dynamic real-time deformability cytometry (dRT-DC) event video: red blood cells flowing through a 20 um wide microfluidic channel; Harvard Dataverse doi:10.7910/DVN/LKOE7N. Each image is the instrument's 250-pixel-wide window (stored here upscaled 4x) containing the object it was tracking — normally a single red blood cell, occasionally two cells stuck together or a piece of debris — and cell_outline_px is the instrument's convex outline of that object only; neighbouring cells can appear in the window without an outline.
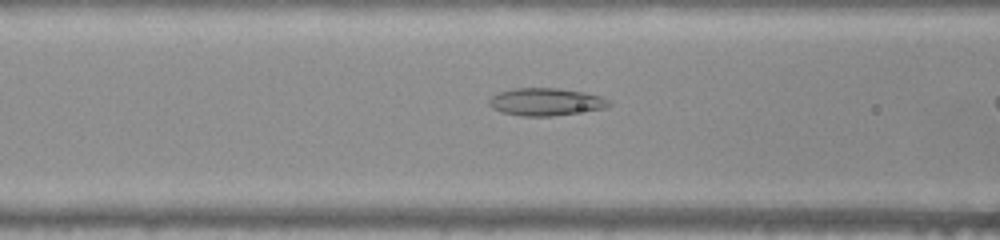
{"species": "common noctule bat (a hibernating species)", "species_latin": "Nyctalus noctula", "temperature_condition": "warm", "stored_images_in_passage": 23, "camera_frame_rate_fps": 3000, "um_per_image_px": 0.085, "animal": {"sex": "female", "body_mass_g": 22.0, "forearm_length_mm": 56.7}, "frame": {"image": 1, "passage_image": 10, "time_ms": 3.0, "image_size_px": [1000, 240], "cell_outline_px": [[612, 104], [604, 108], [552, 116], [520, 116], [500, 112], [492, 108], [488, 104], [488, 100], [492, 96], [500, 92], [512, 88], [556, 88], [580, 92], [600, 96], [608, 100]], "centroid_in_image_um": [46.33, 8.66], "position_along_channel_um": 120.3, "area_um2": 19.07}}